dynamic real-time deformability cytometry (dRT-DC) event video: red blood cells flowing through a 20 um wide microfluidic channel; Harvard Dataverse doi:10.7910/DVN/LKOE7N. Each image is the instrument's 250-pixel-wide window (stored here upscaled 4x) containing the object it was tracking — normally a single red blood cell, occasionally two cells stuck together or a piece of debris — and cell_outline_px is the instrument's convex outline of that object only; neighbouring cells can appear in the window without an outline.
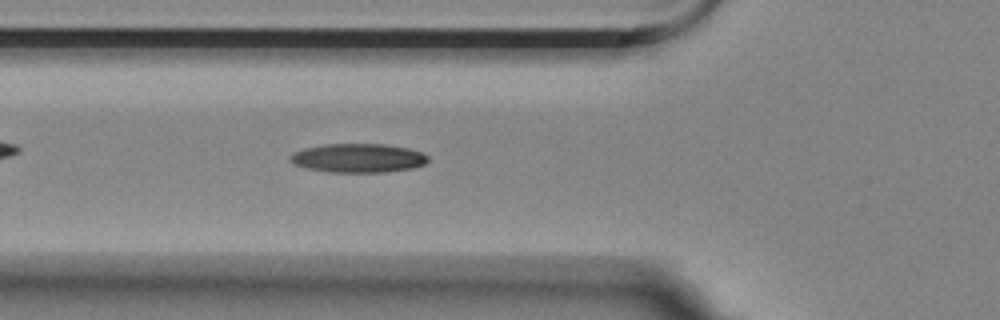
{"species": "Egyptian fruit bat (a non-hibernating species)", "species_latin": "Rousettus aegyptiacus", "temperature_condition": "room temperature", "stored_images_in_passage": 43, "camera_frame_rate_fps": 3000, "um_per_image_px": 0.085, "animal": {"sex": "female"}, "frame": {"image": 1, "passage_image": 7, "time_ms": 2.0, "image_size_px": [1000, 320], "cell_outline_px": [[428, 160], [424, 164], [412, 168], [384, 172], [328, 172], [304, 168], [292, 164], [288, 160], [288, 156], [292, 152], [304, 148], [324, 144], [384, 144], [408, 148], [420, 152], [428, 156]], "centroid_in_image_um": [30.36, 13.43], "position_along_channel_um": 95.4, "area_um2": 23.41}}
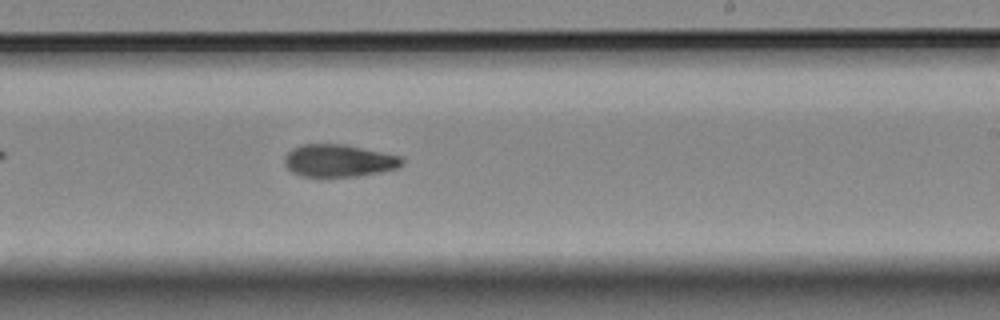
{"frame": {"image": 2, "passage_image": 21, "time_ms": 6.667, "image_size_px": [1000, 320], "cell_outline_px": [[404, 164], [396, 168], [380, 172], [356, 176], [320, 180], [304, 176], [292, 172], [284, 164], [284, 156], [292, 148], [300, 144], [344, 144], [400, 156], [404, 160]], "centroid_in_image_um": [28.74, 13.69], "position_along_channel_um": 260.3, "area_um2": 22.83}}
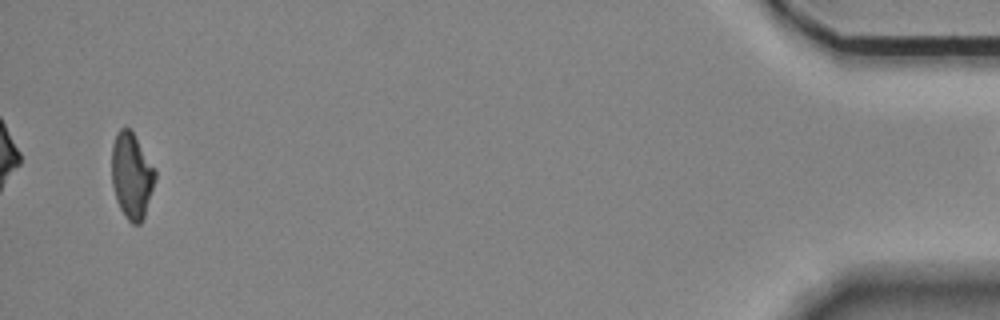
{"frame": {"image": 3, "passage_image": 42, "time_ms": 13.667, "image_size_px": [1000, 320], "cell_outline_px": [[156, 180], [144, 216], [140, 224], [132, 224], [124, 216], [116, 200], [112, 184], [112, 144], [116, 132], [120, 128], [128, 128], [132, 132], [156, 172]], "centroid_in_image_um": [11.17, 14.96], "position_along_channel_um": 424.0, "area_um2": 21.5}}